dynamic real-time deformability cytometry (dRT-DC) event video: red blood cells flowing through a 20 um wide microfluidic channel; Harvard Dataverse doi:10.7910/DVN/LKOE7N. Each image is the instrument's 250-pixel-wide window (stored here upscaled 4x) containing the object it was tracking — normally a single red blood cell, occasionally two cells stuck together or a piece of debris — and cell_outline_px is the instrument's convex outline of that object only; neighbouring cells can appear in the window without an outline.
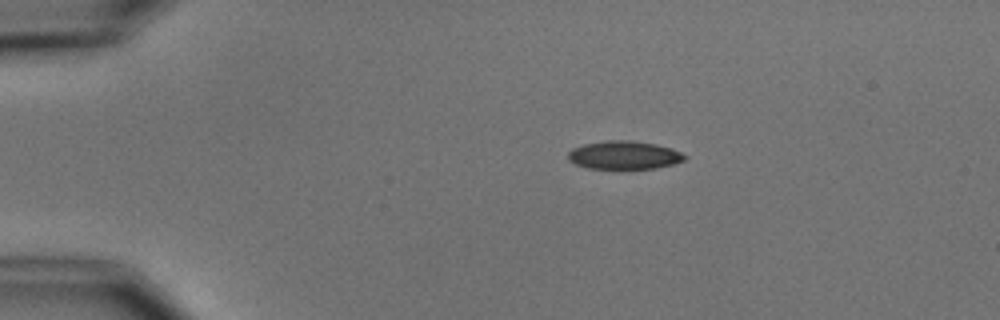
{"species": "common noctule bat (a hibernating species)", "species_latin": "Nyctalus noctula", "temperature_condition": "cold", "stored_images_in_passage": 5, "camera_frame_rate_fps": 3000, "um_per_image_px": 0.085, "animal": {"sex": "male", "body_mass_g": 15.6}, "frame": {"image": 1, "passage_image": 1, "time_ms": 0.0, "image_size_px": [1000, 320], "cell_outline_px": [[688, 156], [684, 160], [672, 164], [656, 168], [588, 168], [576, 164], [568, 160], [568, 152], [572, 148], [584, 144], [608, 140], [628, 140], [656, 144], [672, 148]], "centroid_in_image_um": [53.05, 13.17], "position_along_channel_um": 32.0, "area_um2": 19.07}}
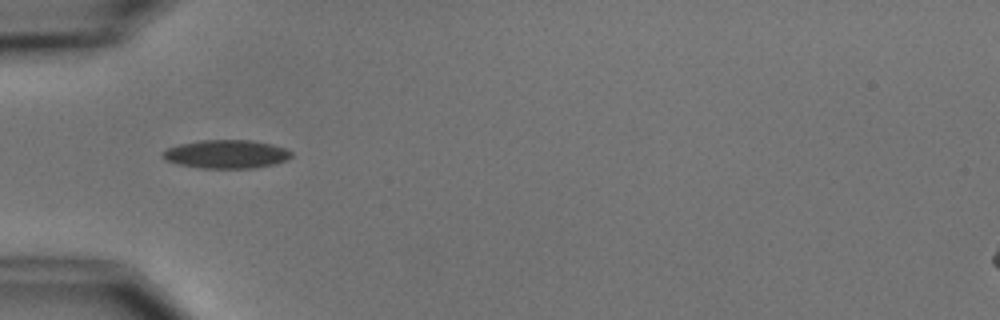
{"frame": {"image": 2, "passage_image": 3, "time_ms": 2.333, "image_size_px": [1000, 320], "cell_outline_px": [[292, 156], [288, 160], [276, 164], [256, 168], [200, 168], [176, 164], [164, 160], [160, 156], [160, 152], [168, 148], [180, 144], [200, 140], [252, 140], [272, 144], [284, 148], [292, 152]], "centroid_in_image_um": [19.22, 13.11], "position_along_channel_um": 65.8, "area_um2": 21.68}}
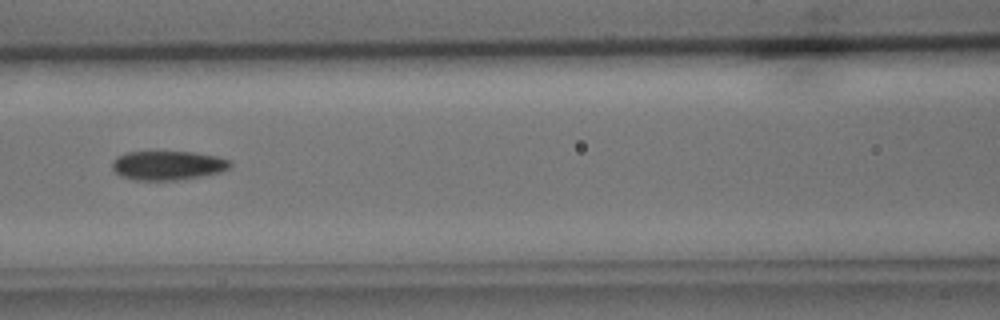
{"frame": {"image": 3, "passage_image": 5, "time_ms": 4.667, "image_size_px": [1000, 320], "cell_outline_px": [[232, 164], [228, 168], [220, 172], [200, 176], [176, 180], [136, 180], [120, 176], [112, 168], [112, 160], [116, 156], [128, 152], [196, 152], [216, 156], [232, 160]], "centroid_in_image_um": [14.26, 14.05], "position_along_channel_um": 152.3, "area_um2": 20.06}}